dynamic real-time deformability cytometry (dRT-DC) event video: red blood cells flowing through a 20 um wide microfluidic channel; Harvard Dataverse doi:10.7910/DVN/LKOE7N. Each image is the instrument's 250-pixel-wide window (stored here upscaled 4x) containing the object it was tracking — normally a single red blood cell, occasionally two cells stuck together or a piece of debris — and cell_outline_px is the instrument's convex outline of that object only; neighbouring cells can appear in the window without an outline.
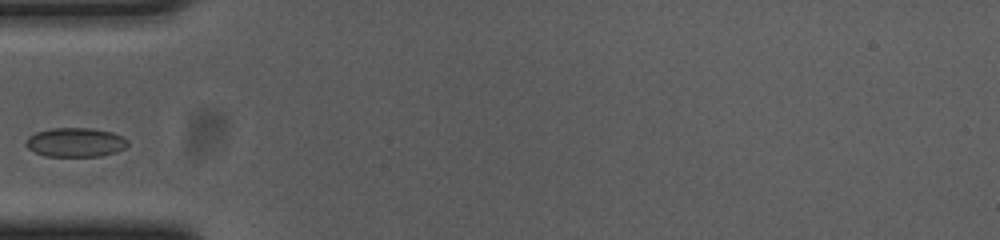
{"species": "common noctule bat (a hibernating species)", "species_latin": "Nyctalus noctula", "temperature_condition": "cold", "stored_images_in_passage": 38, "camera_frame_rate_fps": 3000, "um_per_image_px": 0.085, "animal": {"sex": "female", "body_mass_g": 23.0, "forearm_length_mm": 53.4}, "frame": {"image": 1, "passage_image": 1, "time_ms": 0.0, "image_size_px": [1000, 240], "cell_outline_px": [[128, 144], [124, 148], [116, 152], [100, 156], [48, 156], [36, 152], [28, 148], [24, 144], [28, 136], [36, 132], [52, 128], [88, 128], [112, 132], [124, 136], [128, 140]], "centroid_in_image_um": [6.42, 12.09], "position_along_channel_um": 78.6, "area_um2": 17.28}}
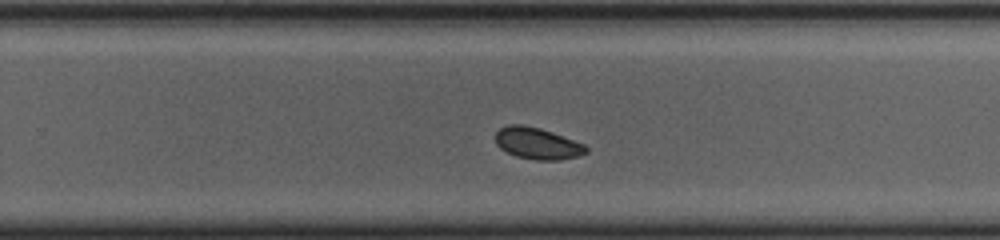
{"frame": {"image": 2, "passage_image": 18, "time_ms": 5.667, "image_size_px": [1000, 240], "cell_outline_px": [[588, 152], [580, 156], [560, 160], [536, 160], [516, 156], [500, 148], [496, 144], [496, 132], [500, 128], [508, 124], [524, 124], [540, 128], [552, 132], [584, 144], [588, 148]], "centroid_in_image_um": [45.69, 12.19], "position_along_channel_um": 284.1, "area_um2": 16.76}}
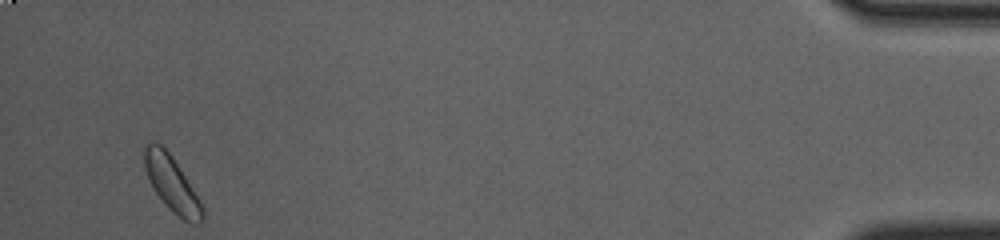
{"frame": {"image": 3, "passage_image": 36, "time_ms": 11.667, "image_size_px": [1000, 240], "cell_outline_px": [[204, 220], [200, 224], [192, 224], [184, 220], [172, 212], [156, 192], [148, 180], [144, 168], [144, 148], [148, 144], [160, 144], [172, 156], [200, 200], [204, 208]], "centroid_in_image_um": [14.63, 15.68], "position_along_channel_um": 420.6, "area_um2": 18.44}}